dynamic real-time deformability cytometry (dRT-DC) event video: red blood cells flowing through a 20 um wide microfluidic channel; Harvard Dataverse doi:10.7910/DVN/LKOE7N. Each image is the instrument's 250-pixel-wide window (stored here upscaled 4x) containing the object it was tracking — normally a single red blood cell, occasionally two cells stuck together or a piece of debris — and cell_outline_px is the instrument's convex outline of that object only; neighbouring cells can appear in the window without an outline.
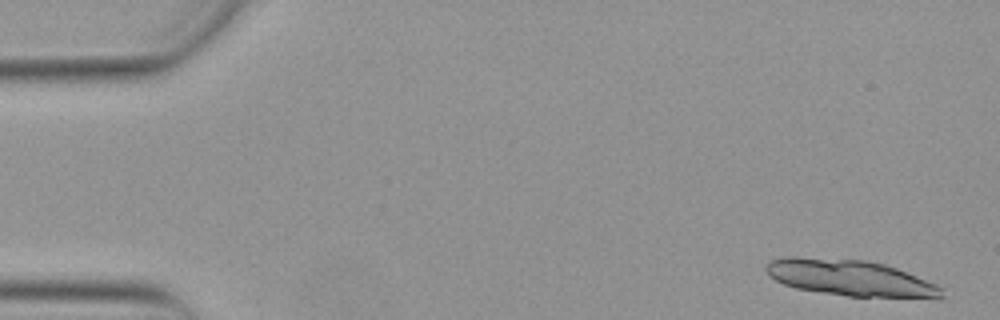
{"species": "Egyptian fruit bat (a non-hibernating species)", "species_latin": "Rousettus aegyptiacus", "temperature_condition": "warm", "stored_images_in_passage": 15, "camera_frame_rate_fps": 3000, "um_per_image_px": 0.085, "animal": {"sex": "female"}, "frame": {"image": 1, "passage_image": 2, "time_ms": 0.333, "image_size_px": [1000, 320], "cell_outline_px": [[944, 296], [940, 300], [848, 296], [796, 288], [784, 284], [776, 280], [764, 268], [772, 260], [784, 256], [796, 256], [864, 260], [884, 264], [896, 268], [936, 284], [944, 288]], "centroid_in_image_um": [72.39, 23.65], "position_along_channel_um": 12.6, "area_um2": 37.45}}